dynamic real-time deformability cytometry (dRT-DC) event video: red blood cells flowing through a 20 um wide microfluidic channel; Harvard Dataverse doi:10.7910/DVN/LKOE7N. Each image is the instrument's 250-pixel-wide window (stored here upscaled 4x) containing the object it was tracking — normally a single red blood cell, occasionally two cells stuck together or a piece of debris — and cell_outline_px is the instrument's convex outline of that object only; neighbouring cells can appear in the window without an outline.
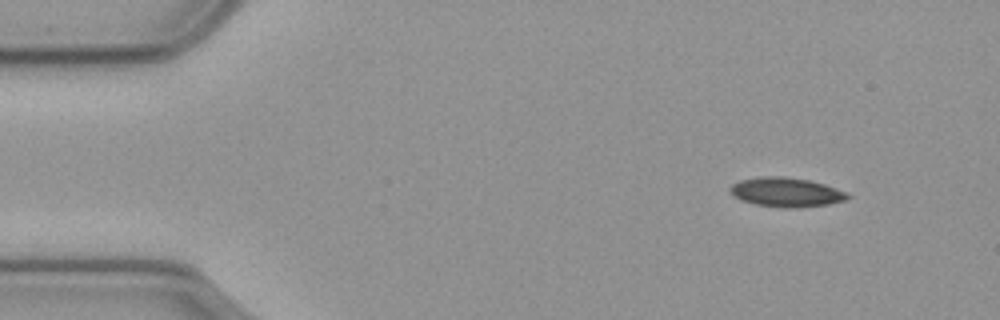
{"species": "common noctule bat (a hibernating species)", "species_latin": "Nyctalus noctula", "temperature_condition": "cold", "stored_images_in_passage": 52, "camera_frame_rate_fps": 3000, "um_per_image_px": 0.085, "animal": {"sex": "male", "body_mass_g": 23.1, "forearm_length_mm": 52.7}, "frame": {"image": 1, "passage_image": 1, "time_ms": 0.0, "image_size_px": [1000, 320], "cell_outline_px": [[852, 196], [844, 200], [828, 204], [796, 208], [784, 208], [756, 204], [740, 200], [732, 196], [728, 188], [732, 184], [740, 180], [768, 176], [780, 176], [808, 180], [824, 184], [844, 192]], "centroid_in_image_um": [66.77, 16.34], "position_along_channel_um": 18.2, "area_um2": 19.88}}
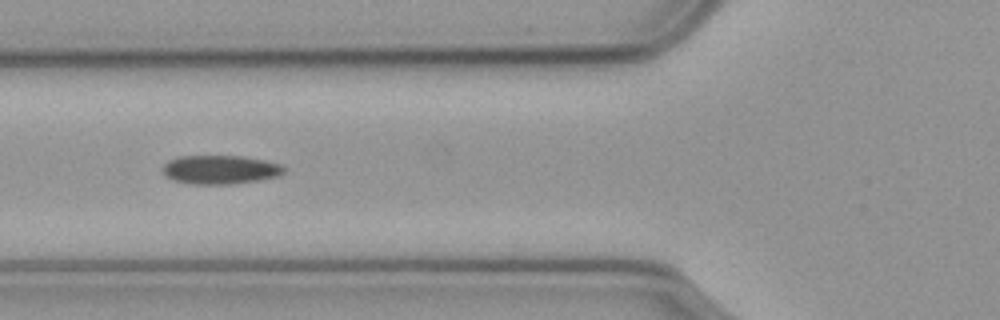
{"frame": {"image": 2, "passage_image": 16, "time_ms": 5.0, "image_size_px": [1000, 320], "cell_outline_px": [[288, 168], [284, 172], [276, 176], [260, 180], [236, 184], [192, 184], [176, 180], [164, 176], [160, 168], [168, 160], [180, 156], [244, 156], [264, 160], [280, 164]], "centroid_in_image_um": [18.71, 14.42], "position_along_channel_um": 107.1, "area_um2": 20.58}}
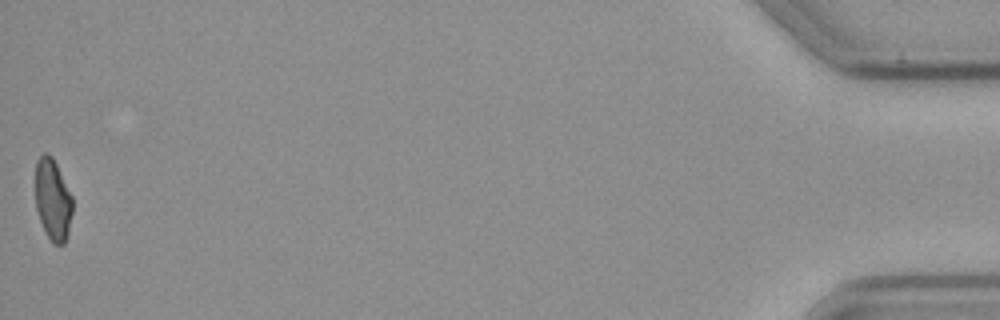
{"frame": {"image": 3, "passage_image": 52, "time_ms": 17.0, "image_size_px": [1000, 320], "cell_outline_px": [[72, 212], [68, 232], [64, 244], [52, 244], [40, 220], [36, 208], [36, 160], [44, 152], [52, 156], [72, 196]], "centroid_in_image_um": [4.49, 16.97], "position_along_channel_um": 430.7, "area_um2": 17.4}, "authors_computed_cell_mechanics": {"area_um2": 19.5364, "velocity_mm_per_s": 3.5853, "shape_relaxation_time_tau1_ms": 7.5069, "shape_relaxation_time_tau2_ms": null, "deformation_change_tau1": 0.1187, "deformation_change_tau2": null}}